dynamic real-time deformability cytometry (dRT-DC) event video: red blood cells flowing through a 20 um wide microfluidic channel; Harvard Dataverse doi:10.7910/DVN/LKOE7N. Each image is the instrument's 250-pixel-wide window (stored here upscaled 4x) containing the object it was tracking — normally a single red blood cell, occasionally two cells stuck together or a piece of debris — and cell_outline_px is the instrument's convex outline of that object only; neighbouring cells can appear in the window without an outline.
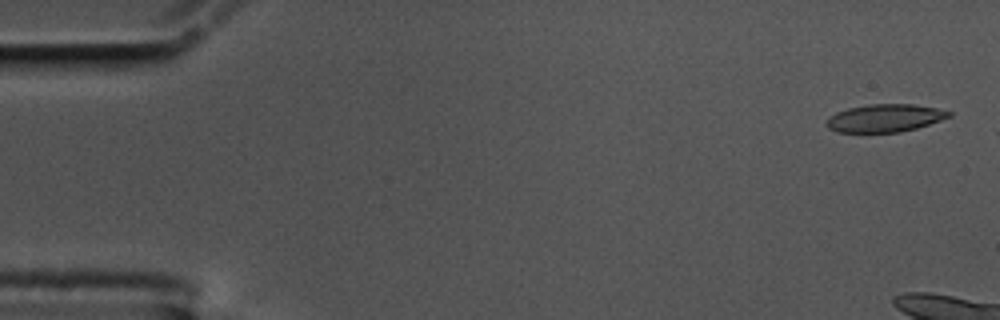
{"species": "common noctule bat (a hibernating species)", "species_latin": "Nyctalus noctula", "temperature_condition": "cold", "stored_images_in_passage": 11, "camera_frame_rate_fps": 3000, "um_per_image_px": 0.085, "animal": {"sex": "male", "body_mass_g": 17.5, "forearm_length_mm": 52.3}, "frame": {"image": 1, "passage_image": 2, "time_ms": 0.333, "image_size_px": [1000, 320], "cell_outline_px": [[952, 116], [916, 128], [900, 132], [836, 132], [828, 128], [824, 124], [828, 116], [836, 112], [848, 108], [868, 104], [912, 104], [936, 108], [952, 112]], "centroid_in_image_um": [75.16, 10.03], "position_along_channel_um": 9.8, "area_um2": 19.88}}